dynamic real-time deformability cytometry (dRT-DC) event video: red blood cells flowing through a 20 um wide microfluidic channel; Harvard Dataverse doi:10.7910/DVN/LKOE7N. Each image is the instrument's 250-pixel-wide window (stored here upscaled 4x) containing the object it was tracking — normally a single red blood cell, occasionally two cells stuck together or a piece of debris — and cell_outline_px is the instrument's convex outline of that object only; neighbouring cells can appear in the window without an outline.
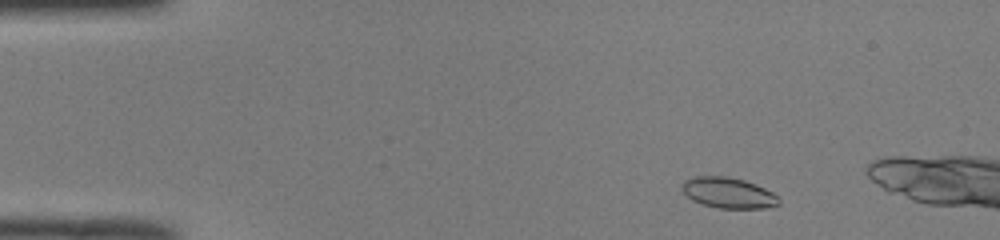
{"species": "common noctule bat (a hibernating species)", "species_latin": "Nyctalus noctula", "temperature_condition": "room temperature", "stored_images_in_passage": 49, "camera_frame_rate_fps": 3000, "um_per_image_px": 0.085, "animal": {"sex": "male", "body_mass_g": 19.0, "forearm_length_mm": 50.8}, "frame": {"image": 1, "passage_image": 5, "time_ms": 1.333, "image_size_px": [1000, 240], "cell_outline_px": [[780, 204], [768, 208], [720, 208], [704, 204], [692, 200], [680, 188], [680, 184], [684, 180], [696, 176], [728, 176], [744, 180], [756, 184], [772, 192], [780, 200]], "centroid_in_image_um": [61.9, 16.38], "position_along_channel_um": 23.1, "area_um2": 17.34}}
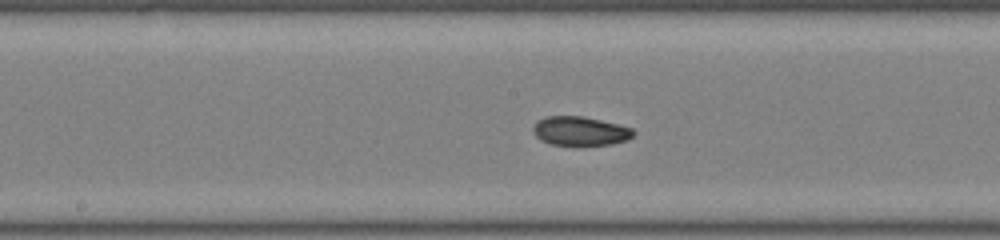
{"frame": {"image": 2, "passage_image": 24, "time_ms": 7.667, "image_size_px": [1000, 240], "cell_outline_px": [[636, 132], [628, 140], [612, 144], [552, 144], [540, 140], [532, 132], [532, 128], [536, 120], [544, 116], [584, 116], [632, 128]], "centroid_in_image_um": [49.28, 11.12], "position_along_channel_um": 198.9, "area_um2": 16.88}}
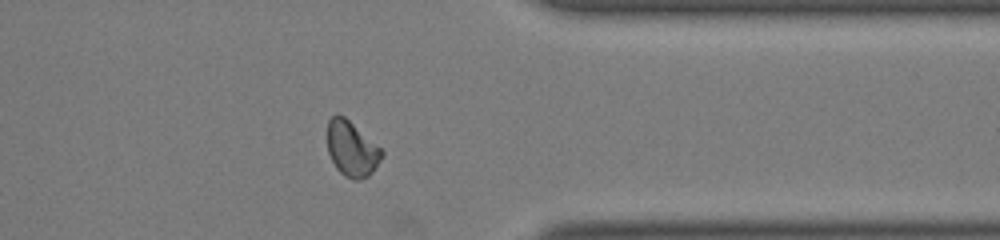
{"frame": {"image": 3, "passage_image": 38, "time_ms": 12.333, "image_size_px": [1000, 240], "cell_outline_px": [[384, 152], [380, 160], [372, 172], [368, 176], [360, 180], [352, 180], [344, 176], [336, 168], [328, 152], [328, 120], [336, 112], [344, 116], [380, 148]], "centroid_in_image_um": [29.88, 12.66], "position_along_channel_um": 381.5, "area_um2": 17.34}, "authors_computed_cell_mechanics": {"area_um2": 17.3978, "velocity_mm_per_s": 4.0823, "shape_relaxation_time_tau1_ms": 9.1355, "shape_relaxation_time_tau2_ms": 2.1705, "deformation_change_tau1": 0.1695, "deformation_change_tau2": 0.06}}